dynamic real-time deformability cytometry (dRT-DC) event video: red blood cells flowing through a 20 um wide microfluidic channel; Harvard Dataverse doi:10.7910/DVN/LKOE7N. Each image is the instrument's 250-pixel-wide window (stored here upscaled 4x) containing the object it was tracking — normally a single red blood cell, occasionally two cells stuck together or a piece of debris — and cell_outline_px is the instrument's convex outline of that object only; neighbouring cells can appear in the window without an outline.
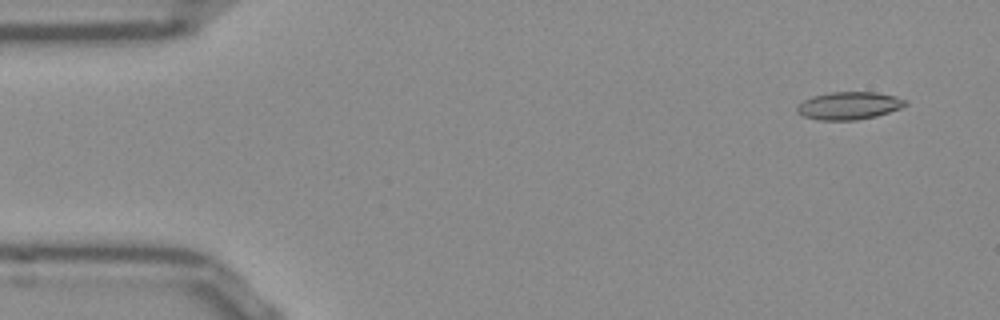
{"species": "Egyptian fruit bat (a non-hibernating species)", "species_latin": "Rousettus aegyptiacus", "temperature_condition": "room temperature", "stored_images_in_passage": 51, "camera_frame_rate_fps": 3000, "um_per_image_px": 0.085, "frame": {"image": 1, "passage_image": 2, "time_ms": 0.333, "image_size_px": [1000, 320], "cell_outline_px": [[908, 104], [900, 108], [876, 116], [856, 120], [820, 120], [804, 116], [796, 112], [796, 108], [804, 100], [812, 96], [828, 92], [876, 92], [896, 96], [904, 100]], "centroid_in_image_um": [72.15, 8.97], "position_along_channel_um": 12.9, "area_um2": 17.4}}
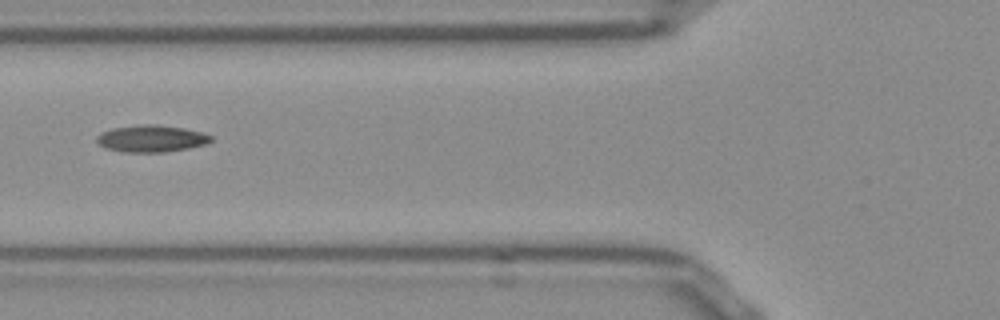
{"frame": {"image": 2, "passage_image": 18, "time_ms": 5.667, "image_size_px": [1000, 320], "cell_outline_px": [[212, 140], [204, 144], [188, 148], [164, 152], [124, 152], [104, 148], [96, 140], [96, 136], [100, 132], [112, 128], [140, 124], [156, 124], [184, 128], [204, 132], [212, 136]], "centroid_in_image_um": [12.84, 11.77], "position_along_channel_um": 113.0, "area_um2": 18.03}}
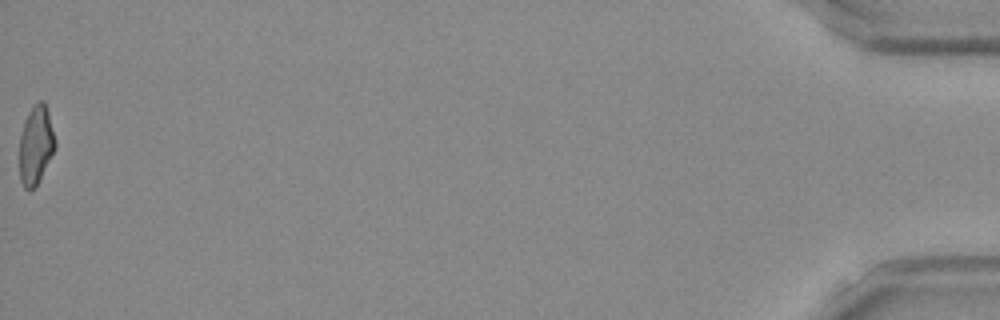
{"frame": {"image": 3, "passage_image": 51, "time_ms": 16.667, "image_size_px": [1000, 320], "cell_outline_px": [[56, 148], [36, 184], [28, 192], [24, 188], [20, 180], [20, 136], [24, 120], [28, 112], [40, 100], [44, 100], [48, 112], [56, 140]], "centroid_in_image_um": [3.05, 12.31], "position_along_channel_um": 432.2, "area_um2": 16.18}, "authors_computed_cell_mechanics": {"area_um2": 16.9932, "velocity_mm_per_s": 3.8804, "shape_relaxation_time_tau1_ms": null, "shape_relaxation_time_tau2_ms": 2.7631, "deformation_change_tau1": null, "deformation_change_tau2": 0.1064}}